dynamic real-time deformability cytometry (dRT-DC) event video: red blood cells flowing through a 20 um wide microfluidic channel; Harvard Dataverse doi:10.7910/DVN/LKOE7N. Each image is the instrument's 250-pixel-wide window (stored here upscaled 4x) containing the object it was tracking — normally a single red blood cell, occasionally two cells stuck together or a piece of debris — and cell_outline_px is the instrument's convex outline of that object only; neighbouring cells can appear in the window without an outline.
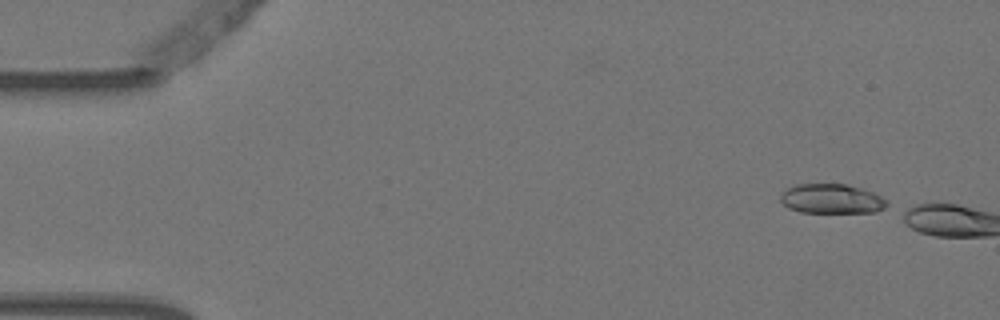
{"species": "Egyptian fruit bat (a non-hibernating species)", "species_latin": "Rousettus aegyptiacus", "temperature_condition": "warm", "stored_images_in_passage": 2, "camera_frame_rate_fps": 3000, "um_per_image_px": 0.085, "animal": {"sex": "female"}, "frame": {"image": 1, "passage_image": 1, "time_ms": 0.0, "image_size_px": [1000, 320], "cell_outline_px": [[888, 204], [884, 208], [876, 212], [800, 212], [788, 208], [780, 200], [780, 192], [792, 184], [844, 184], [860, 188], [872, 192], [888, 200]], "centroid_in_image_um": [70.64, 16.89], "position_along_channel_um": 14.4, "area_um2": 18.44}}